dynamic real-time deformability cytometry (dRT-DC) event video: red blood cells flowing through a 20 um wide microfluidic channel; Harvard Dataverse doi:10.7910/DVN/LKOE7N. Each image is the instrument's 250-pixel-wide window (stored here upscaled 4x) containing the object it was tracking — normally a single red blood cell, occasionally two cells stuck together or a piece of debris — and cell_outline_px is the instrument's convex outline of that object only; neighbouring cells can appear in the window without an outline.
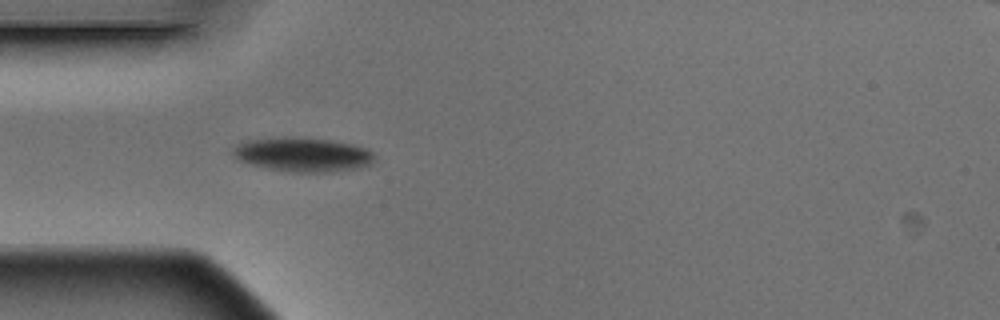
{"species": "Egyptian fruit bat (a non-hibernating species)", "species_latin": "Rousettus aegyptiacus", "temperature_condition": "warm", "stored_images_in_passage": 5, "camera_frame_rate_fps": 3000, "um_per_image_px": 0.085, "animal": {"sex": "male"}, "frame": {"image": 1, "passage_image": 5, "time_ms": 1.333, "image_size_px": [1000, 320], "cell_outline_px": [[376, 160], [372, 164], [360, 168], [332, 172], [292, 172], [268, 168], [252, 164], [240, 160], [232, 152], [240, 144], [248, 140], [328, 140], [352, 144], [368, 148], [376, 156]], "centroid_in_image_um": [25.91, 13.2], "position_along_channel_um": 59.1, "area_um2": 26.93}}